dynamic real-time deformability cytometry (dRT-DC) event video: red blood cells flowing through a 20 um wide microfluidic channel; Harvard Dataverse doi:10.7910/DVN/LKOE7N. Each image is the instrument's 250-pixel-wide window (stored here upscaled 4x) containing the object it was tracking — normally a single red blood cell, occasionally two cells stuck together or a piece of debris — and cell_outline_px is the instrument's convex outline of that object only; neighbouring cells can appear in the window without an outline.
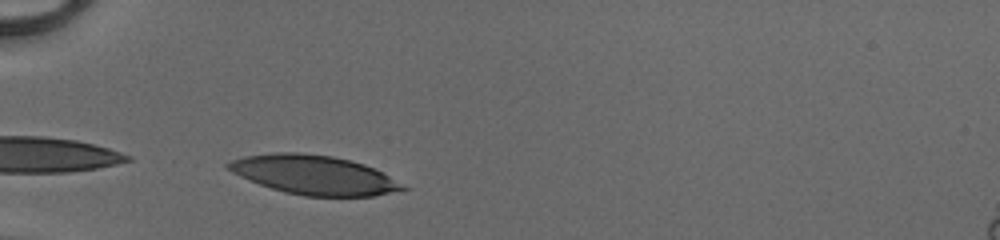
{"species": "human", "species_latin": "Homo sapiens", "temperature_condition": "cold", "stored_images_in_passage": 28, "camera_frame_rate_fps": 3000, "um_per_image_px": 0.085, "donor": {"sex": "male"}, "frame": {"image": 1, "passage_image": 1, "time_ms": 0.0, "image_size_px": [1000, 240], "cell_outline_px": [[408, 188], [372, 196], [304, 196], [284, 192], [260, 184], [240, 176], [232, 172], [224, 164], [232, 160], [244, 156], [276, 152], [300, 152], [332, 156], [364, 164], [388, 176]], "centroid_in_image_um": [26.62, 14.86], "position_along_channel_um": 58.4, "area_um2": 39.25}}
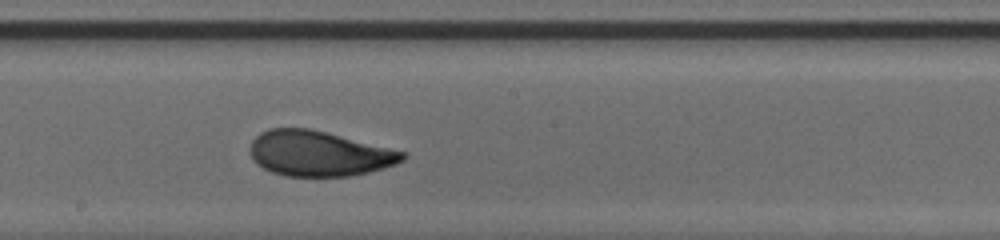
{"frame": {"image": 2, "passage_image": 14, "time_ms": 4.333, "image_size_px": [1000, 240], "cell_outline_px": [[408, 156], [404, 160], [396, 164], [368, 172], [348, 176], [284, 176], [272, 172], [256, 164], [252, 160], [248, 148], [252, 140], [260, 132], [268, 128], [308, 128], [408, 152]], "centroid_in_image_um": [27.08, 13.05], "position_along_channel_um": 221.1, "area_um2": 40.4}}
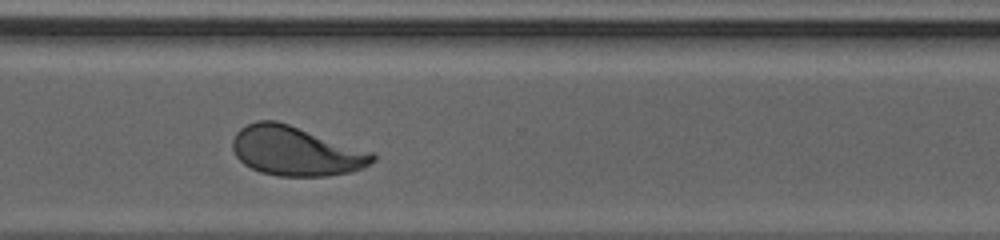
{"frame": {"image": 3, "passage_image": 23, "time_ms": 7.333, "image_size_px": [1000, 240], "cell_outline_px": [[376, 160], [364, 168], [352, 172], [328, 176], [280, 176], [260, 172], [244, 164], [236, 156], [232, 148], [232, 140], [236, 132], [240, 128], [256, 120], [276, 120], [376, 152]], "centroid_in_image_um": [25.19, 12.84], "position_along_channel_um": 345.4, "area_um2": 40.75}, "authors_computed_cell_mechanics": {"area_um2": 40.6045, "velocity_mm_per_s": 4.1277, "shape_relaxation_time_tau1_ms": 3.729, "shape_relaxation_time_tau2_ms": 1.1103, "deformation_change_tau1": 0.169, "deformation_change_tau2": 0.0691}}